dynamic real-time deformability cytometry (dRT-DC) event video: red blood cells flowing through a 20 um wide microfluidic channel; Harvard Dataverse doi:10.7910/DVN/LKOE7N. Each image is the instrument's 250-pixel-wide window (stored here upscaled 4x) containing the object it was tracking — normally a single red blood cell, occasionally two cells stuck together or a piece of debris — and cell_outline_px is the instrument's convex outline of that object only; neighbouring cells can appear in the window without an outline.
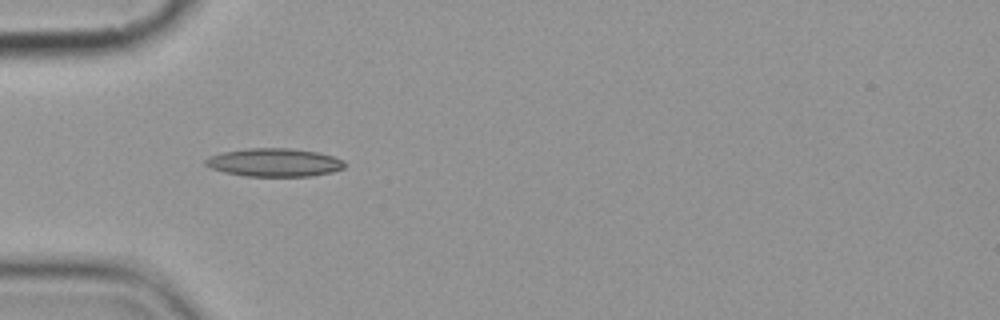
{"species": "common noctule bat (a hibernating species)", "species_latin": "Nyctalus noctula", "temperature_condition": "cold", "stored_images_in_passage": 8, "camera_frame_rate_fps": 3000, "um_per_image_px": 0.085, "animal": {"sex": "female", "body_mass_g": 19.9}, "frame": {"image": 1, "passage_image": 6, "time_ms": 5.667, "image_size_px": [1000, 320], "cell_outline_px": [[344, 168], [332, 172], [312, 176], [244, 176], [224, 172], [212, 168], [204, 164], [204, 160], [208, 156], [224, 152], [244, 148], [292, 148], [316, 152], [332, 156], [344, 160]], "centroid_in_image_um": [23.3, 13.81], "position_along_channel_um": 61.7, "area_um2": 22.95}}
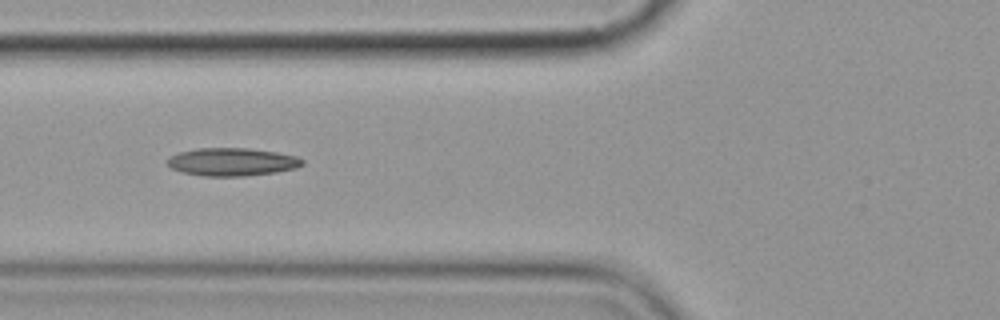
{"frame": {"image": 2, "passage_image": 7, "time_ms": 7.0, "image_size_px": [1000, 320], "cell_outline_px": [[304, 164], [296, 168], [276, 172], [244, 176], [200, 176], [180, 172], [172, 168], [168, 164], [168, 160], [172, 156], [180, 152], [196, 148], [248, 148], [276, 152], [296, 156], [304, 160]], "centroid_in_image_um": [19.74, 13.76], "position_along_channel_um": 106.1, "area_um2": 21.96}}
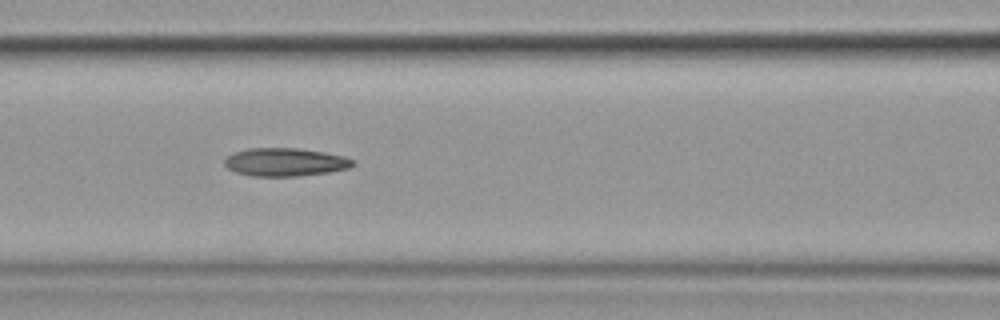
{"frame": {"image": 3, "passage_image": 8, "time_ms": 8.0, "image_size_px": [1000, 320], "cell_outline_px": [[356, 164], [348, 168], [328, 172], [296, 176], [252, 176], [236, 172], [228, 168], [224, 164], [224, 160], [232, 152], [248, 148], [296, 148], [324, 152], [344, 156], [356, 160]], "centroid_in_image_um": [24.24, 13.77], "position_along_channel_um": 142.4, "area_um2": 21.1}}